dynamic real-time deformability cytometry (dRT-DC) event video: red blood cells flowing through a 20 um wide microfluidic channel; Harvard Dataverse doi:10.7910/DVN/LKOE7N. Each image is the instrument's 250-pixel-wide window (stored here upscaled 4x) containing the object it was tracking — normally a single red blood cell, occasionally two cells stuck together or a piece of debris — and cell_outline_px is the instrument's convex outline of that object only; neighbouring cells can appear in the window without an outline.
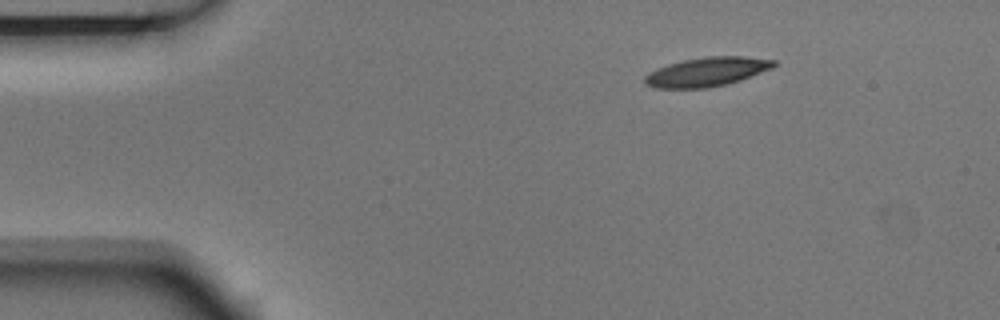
{"species": "Egyptian fruit bat (a non-hibernating species)", "species_latin": "Rousettus aegyptiacus", "temperature_condition": "room temperature", "stored_images_in_passage": 5, "camera_frame_rate_fps": 3000, "um_per_image_px": 0.085, "animal": {"sex": "male"}, "frame": {"image": 1, "passage_image": 1, "time_ms": 0.0, "image_size_px": [1000, 320], "cell_outline_px": [[776, 64], [772, 68], [740, 80], [728, 84], [708, 88], [656, 88], [644, 84], [644, 76], [648, 72], [656, 68], [668, 64], [684, 60], [704, 56], [744, 56], [776, 60]], "centroid_in_image_um": [60.06, 6.1], "position_along_channel_um": 24.9, "area_um2": 22.02}}
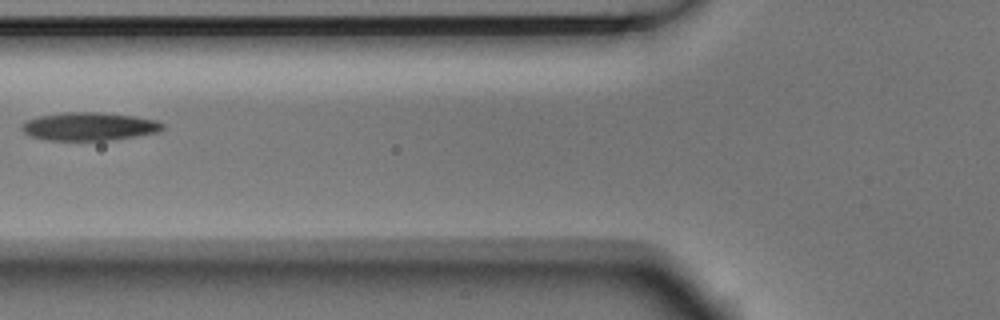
{"frame": {"image": 2, "passage_image": 4, "time_ms": 1.0, "image_size_px": [1000, 320], "cell_outline_px": [[164, 128], [156, 132], [136, 136], [112, 140], [48, 140], [32, 136], [24, 132], [20, 128], [28, 120], [40, 116], [64, 112], [100, 112], [136, 116], [156, 120], [164, 124]], "centroid_in_image_um": [7.62, 10.74], "position_along_channel_um": 118.2, "area_um2": 22.95}}
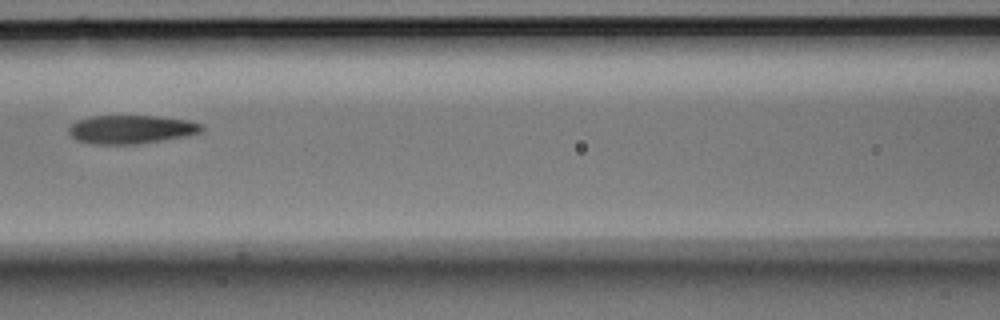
{"frame": {"image": 3, "passage_image": 5, "time_ms": 1.333, "image_size_px": [1000, 320], "cell_outline_px": [[204, 128], [200, 132], [184, 136], [140, 144], [96, 144], [76, 140], [68, 132], [68, 128], [76, 120], [92, 116], [156, 116], [188, 120], [200, 124]], "centroid_in_image_um": [11.11, 11.0], "position_along_channel_um": 155.5, "area_um2": 21.96}}